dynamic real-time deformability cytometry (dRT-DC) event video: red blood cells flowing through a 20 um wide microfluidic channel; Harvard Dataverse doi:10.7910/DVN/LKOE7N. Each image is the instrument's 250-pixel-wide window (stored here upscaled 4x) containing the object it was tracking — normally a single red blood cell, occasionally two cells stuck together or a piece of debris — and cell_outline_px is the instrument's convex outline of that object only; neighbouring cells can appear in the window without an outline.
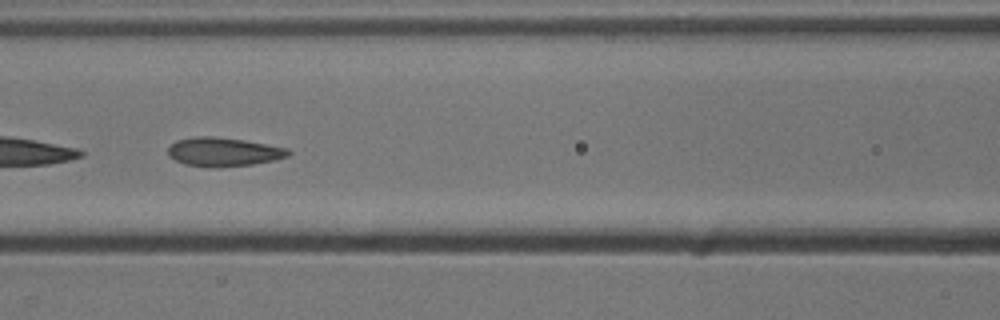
{"species": "common noctule bat (a hibernating species)", "species_latin": "Nyctalus noctula", "temperature_condition": "cold", "stored_images_in_passage": 46, "camera_frame_rate_fps": 3000, "um_per_image_px": 0.085, "animal": {"sex": "male", "body_mass_g": 13.3}, "frame": {"image": 1, "passage_image": 17, "time_ms": 5.333, "image_size_px": [1000, 320], "cell_outline_px": [[292, 152], [288, 156], [276, 160], [252, 164], [216, 168], [208, 168], [184, 164], [168, 156], [168, 148], [176, 140], [196, 136], [216, 136], [244, 140], [288, 148]], "centroid_in_image_um": [18.99, 12.92], "position_along_channel_um": 147.6, "area_um2": 20.46}}
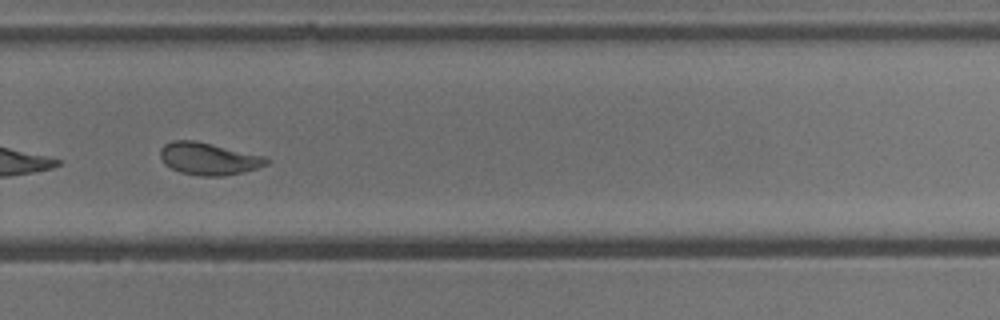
{"frame": {"image": 2, "passage_image": 30, "time_ms": 9.667, "image_size_px": [1000, 320], "cell_outline_px": [[268, 164], [244, 172], [224, 176], [200, 176], [180, 172], [164, 164], [160, 156], [160, 148], [164, 144], [172, 140], [196, 140], [264, 156], [268, 160]], "centroid_in_image_um": [17.7, 13.49], "position_along_channel_um": 312.1, "area_um2": 20.0}}
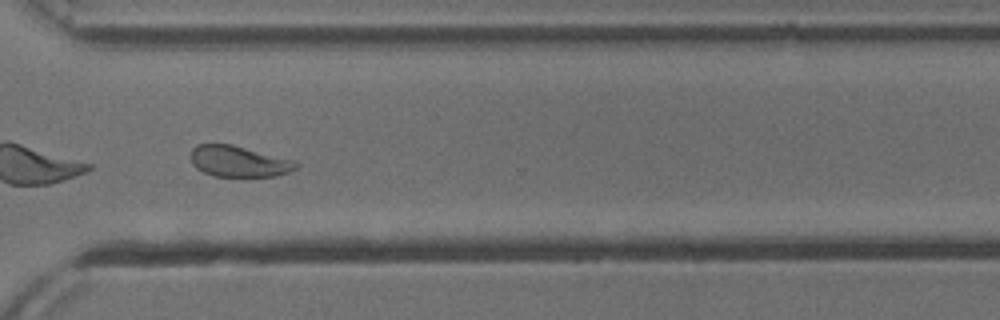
{"frame": {"image": 3, "passage_image": 33, "time_ms": 10.667, "image_size_px": [1000, 320], "cell_outline_px": [[300, 164], [296, 168], [288, 172], [276, 176], [212, 176], [196, 168], [192, 164], [192, 148], [196, 144], [232, 144], [296, 160]], "centroid_in_image_um": [20.32, 13.71], "position_along_channel_um": 350.3, "area_um2": 19.13}, "authors_computed_cell_mechanics": {"area_um2": 20.5479, "velocity_mm_per_s": 3.8081, "shape_relaxation_time_tau1_ms": 5.1842, "shape_relaxation_time_tau2_ms": 1.4016, "deformation_change_tau1": 0.1172, "deformation_change_tau2": 0.049}}